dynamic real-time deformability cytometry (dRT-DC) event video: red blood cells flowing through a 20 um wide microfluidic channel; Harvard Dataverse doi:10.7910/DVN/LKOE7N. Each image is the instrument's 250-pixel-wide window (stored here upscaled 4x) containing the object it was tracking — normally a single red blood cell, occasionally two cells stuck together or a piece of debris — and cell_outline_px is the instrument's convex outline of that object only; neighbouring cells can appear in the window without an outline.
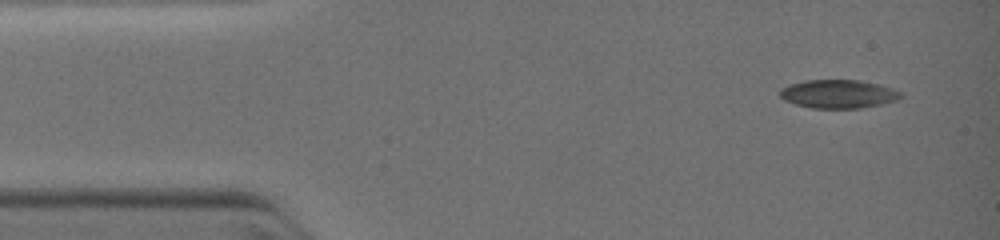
{"species": "common noctule bat (a hibernating species)", "species_latin": "Nyctalus noctula", "temperature_condition": "warm", "stored_images_in_passage": 6, "segment_of_instrument_passage": [2, 2], "camera_frame_rate_fps": 3000, "um_per_image_px": 0.085, "animal": {"sex": "female", "body_mass_g": 19.0, "forearm_length_mm": 51.5}, "frame": {"image": 1, "passage_image": 6, "time_ms": 4.333, "image_size_px": [1000, 240], "cell_outline_px": [[904, 96], [896, 100], [884, 104], [860, 108], [812, 108], [796, 104], [784, 100], [780, 96], [780, 88], [788, 84], [804, 80], [860, 80], [892, 88], [900, 92]], "centroid_in_image_um": [71.24, 7.98], "position_along_channel_um": 13.8, "area_um2": 20.11}}